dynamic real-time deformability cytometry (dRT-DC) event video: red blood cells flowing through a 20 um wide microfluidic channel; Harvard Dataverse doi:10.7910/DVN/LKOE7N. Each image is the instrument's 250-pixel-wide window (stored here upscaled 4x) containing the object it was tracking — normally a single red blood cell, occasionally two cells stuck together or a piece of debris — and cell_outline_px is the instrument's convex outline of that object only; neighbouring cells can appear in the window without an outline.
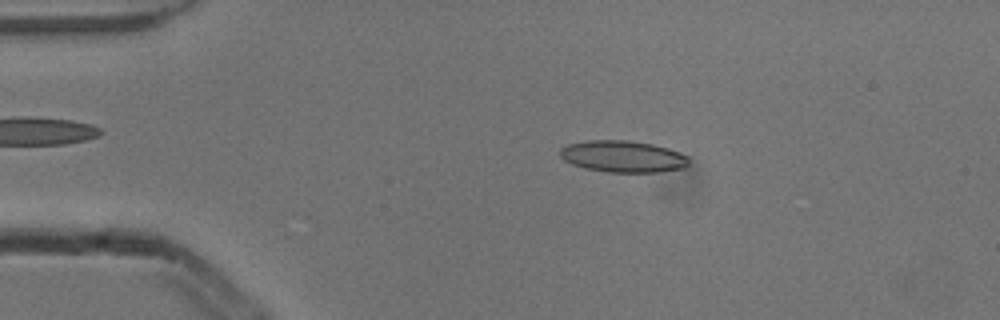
{"species": "common noctule bat (a hibernating species)", "species_latin": "Nyctalus noctula", "temperature_condition": "cold", "stored_images_in_passage": 4, "camera_frame_rate_fps": 3000, "um_per_image_px": 0.085, "animal": {"sex": "male", "body_mass_g": 13.3}, "frame": {"image": 1, "passage_image": 3, "time_ms": 0.667, "image_size_px": [1000, 320], "cell_outline_px": [[688, 164], [684, 168], [660, 172], [608, 172], [588, 168], [572, 164], [564, 160], [560, 156], [560, 148], [568, 144], [588, 140], [628, 140], [652, 144], [668, 148], [680, 152], [688, 156]], "centroid_in_image_um": [52.96, 13.29], "position_along_channel_um": 32.0, "area_um2": 23.76}}